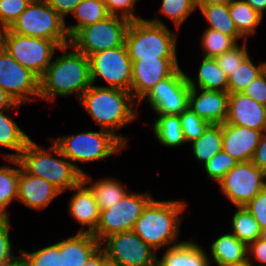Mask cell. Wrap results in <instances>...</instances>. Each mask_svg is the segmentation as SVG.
<instances>
[{
	"label": "cell",
	"mask_w": 266,
	"mask_h": 266,
	"mask_svg": "<svg viewBox=\"0 0 266 266\" xmlns=\"http://www.w3.org/2000/svg\"><path fill=\"white\" fill-rule=\"evenodd\" d=\"M200 38L201 56L204 57L215 58L239 44L234 38L209 28L203 31Z\"/></svg>",
	"instance_id": "cell-36"
},
{
	"label": "cell",
	"mask_w": 266,
	"mask_h": 266,
	"mask_svg": "<svg viewBox=\"0 0 266 266\" xmlns=\"http://www.w3.org/2000/svg\"><path fill=\"white\" fill-rule=\"evenodd\" d=\"M74 166L84 175L79 163L97 162L118 154L126 146L111 132L102 130L50 138ZM78 163V164H76Z\"/></svg>",
	"instance_id": "cell-6"
},
{
	"label": "cell",
	"mask_w": 266,
	"mask_h": 266,
	"mask_svg": "<svg viewBox=\"0 0 266 266\" xmlns=\"http://www.w3.org/2000/svg\"><path fill=\"white\" fill-rule=\"evenodd\" d=\"M190 145L195 159L205 164L222 150V124H210Z\"/></svg>",
	"instance_id": "cell-33"
},
{
	"label": "cell",
	"mask_w": 266,
	"mask_h": 266,
	"mask_svg": "<svg viewBox=\"0 0 266 266\" xmlns=\"http://www.w3.org/2000/svg\"><path fill=\"white\" fill-rule=\"evenodd\" d=\"M184 200H155L144 208L135 222L133 231L155 251L181 243L179 240L183 211L187 208ZM172 244V245H171Z\"/></svg>",
	"instance_id": "cell-3"
},
{
	"label": "cell",
	"mask_w": 266,
	"mask_h": 266,
	"mask_svg": "<svg viewBox=\"0 0 266 266\" xmlns=\"http://www.w3.org/2000/svg\"><path fill=\"white\" fill-rule=\"evenodd\" d=\"M48 4L63 18L71 14L83 0H46Z\"/></svg>",
	"instance_id": "cell-48"
},
{
	"label": "cell",
	"mask_w": 266,
	"mask_h": 266,
	"mask_svg": "<svg viewBox=\"0 0 266 266\" xmlns=\"http://www.w3.org/2000/svg\"><path fill=\"white\" fill-rule=\"evenodd\" d=\"M156 116L158 117L153 120L152 132L161 145L176 148L186 144L179 115L156 114Z\"/></svg>",
	"instance_id": "cell-29"
},
{
	"label": "cell",
	"mask_w": 266,
	"mask_h": 266,
	"mask_svg": "<svg viewBox=\"0 0 266 266\" xmlns=\"http://www.w3.org/2000/svg\"><path fill=\"white\" fill-rule=\"evenodd\" d=\"M262 73L265 75V77H266V62H265V64H264V67H263V71H262Z\"/></svg>",
	"instance_id": "cell-57"
},
{
	"label": "cell",
	"mask_w": 266,
	"mask_h": 266,
	"mask_svg": "<svg viewBox=\"0 0 266 266\" xmlns=\"http://www.w3.org/2000/svg\"><path fill=\"white\" fill-rule=\"evenodd\" d=\"M77 23L66 26L69 38L71 39L81 28L99 22L109 16L103 0H83L71 13Z\"/></svg>",
	"instance_id": "cell-31"
},
{
	"label": "cell",
	"mask_w": 266,
	"mask_h": 266,
	"mask_svg": "<svg viewBox=\"0 0 266 266\" xmlns=\"http://www.w3.org/2000/svg\"><path fill=\"white\" fill-rule=\"evenodd\" d=\"M226 123L266 131V106L242 92L229 94Z\"/></svg>",
	"instance_id": "cell-19"
},
{
	"label": "cell",
	"mask_w": 266,
	"mask_h": 266,
	"mask_svg": "<svg viewBox=\"0 0 266 266\" xmlns=\"http://www.w3.org/2000/svg\"><path fill=\"white\" fill-rule=\"evenodd\" d=\"M61 192L47 180L28 174L20 164L17 200L31 210L47 208Z\"/></svg>",
	"instance_id": "cell-20"
},
{
	"label": "cell",
	"mask_w": 266,
	"mask_h": 266,
	"mask_svg": "<svg viewBox=\"0 0 266 266\" xmlns=\"http://www.w3.org/2000/svg\"><path fill=\"white\" fill-rule=\"evenodd\" d=\"M83 266H101V248Z\"/></svg>",
	"instance_id": "cell-53"
},
{
	"label": "cell",
	"mask_w": 266,
	"mask_h": 266,
	"mask_svg": "<svg viewBox=\"0 0 266 266\" xmlns=\"http://www.w3.org/2000/svg\"><path fill=\"white\" fill-rule=\"evenodd\" d=\"M92 85L102 78L107 85L100 87L119 88L130 91L132 84V61L125 43L117 48L97 52L89 56Z\"/></svg>",
	"instance_id": "cell-11"
},
{
	"label": "cell",
	"mask_w": 266,
	"mask_h": 266,
	"mask_svg": "<svg viewBox=\"0 0 266 266\" xmlns=\"http://www.w3.org/2000/svg\"><path fill=\"white\" fill-rule=\"evenodd\" d=\"M80 105L97 123L99 129L111 132L126 147L129 140L127 136L118 132L136 120L138 103L130 91L91 85L78 100Z\"/></svg>",
	"instance_id": "cell-2"
},
{
	"label": "cell",
	"mask_w": 266,
	"mask_h": 266,
	"mask_svg": "<svg viewBox=\"0 0 266 266\" xmlns=\"http://www.w3.org/2000/svg\"><path fill=\"white\" fill-rule=\"evenodd\" d=\"M6 161L17 167H9L8 164L0 166V218H10L7 207L17 200L20 178L19 160L6 159Z\"/></svg>",
	"instance_id": "cell-28"
},
{
	"label": "cell",
	"mask_w": 266,
	"mask_h": 266,
	"mask_svg": "<svg viewBox=\"0 0 266 266\" xmlns=\"http://www.w3.org/2000/svg\"><path fill=\"white\" fill-rule=\"evenodd\" d=\"M30 2H37V1H40V0H28Z\"/></svg>",
	"instance_id": "cell-58"
},
{
	"label": "cell",
	"mask_w": 266,
	"mask_h": 266,
	"mask_svg": "<svg viewBox=\"0 0 266 266\" xmlns=\"http://www.w3.org/2000/svg\"><path fill=\"white\" fill-rule=\"evenodd\" d=\"M232 0H195L196 5L229 4Z\"/></svg>",
	"instance_id": "cell-54"
},
{
	"label": "cell",
	"mask_w": 266,
	"mask_h": 266,
	"mask_svg": "<svg viewBox=\"0 0 266 266\" xmlns=\"http://www.w3.org/2000/svg\"><path fill=\"white\" fill-rule=\"evenodd\" d=\"M236 208L237 210L232 215V231L230 232L248 246L260 238L261 228L245 206Z\"/></svg>",
	"instance_id": "cell-34"
},
{
	"label": "cell",
	"mask_w": 266,
	"mask_h": 266,
	"mask_svg": "<svg viewBox=\"0 0 266 266\" xmlns=\"http://www.w3.org/2000/svg\"><path fill=\"white\" fill-rule=\"evenodd\" d=\"M265 62L255 65L250 55L228 76L227 92L229 94L242 92L263 71Z\"/></svg>",
	"instance_id": "cell-35"
},
{
	"label": "cell",
	"mask_w": 266,
	"mask_h": 266,
	"mask_svg": "<svg viewBox=\"0 0 266 266\" xmlns=\"http://www.w3.org/2000/svg\"><path fill=\"white\" fill-rule=\"evenodd\" d=\"M197 10L195 0H162L159 12L173 22L179 31L182 24Z\"/></svg>",
	"instance_id": "cell-37"
},
{
	"label": "cell",
	"mask_w": 266,
	"mask_h": 266,
	"mask_svg": "<svg viewBox=\"0 0 266 266\" xmlns=\"http://www.w3.org/2000/svg\"><path fill=\"white\" fill-rule=\"evenodd\" d=\"M30 3L28 0H0V31L8 29Z\"/></svg>",
	"instance_id": "cell-42"
},
{
	"label": "cell",
	"mask_w": 266,
	"mask_h": 266,
	"mask_svg": "<svg viewBox=\"0 0 266 266\" xmlns=\"http://www.w3.org/2000/svg\"><path fill=\"white\" fill-rule=\"evenodd\" d=\"M101 266H121L117 261L110 258L105 252L101 249Z\"/></svg>",
	"instance_id": "cell-52"
},
{
	"label": "cell",
	"mask_w": 266,
	"mask_h": 266,
	"mask_svg": "<svg viewBox=\"0 0 266 266\" xmlns=\"http://www.w3.org/2000/svg\"><path fill=\"white\" fill-rule=\"evenodd\" d=\"M190 86L185 71L177 68L169 77L159 81L143 100L156 114L180 115L188 108Z\"/></svg>",
	"instance_id": "cell-12"
},
{
	"label": "cell",
	"mask_w": 266,
	"mask_h": 266,
	"mask_svg": "<svg viewBox=\"0 0 266 266\" xmlns=\"http://www.w3.org/2000/svg\"><path fill=\"white\" fill-rule=\"evenodd\" d=\"M230 17L239 33L248 41L257 27L263 22V16L256 12L245 0H232L228 4Z\"/></svg>",
	"instance_id": "cell-32"
},
{
	"label": "cell",
	"mask_w": 266,
	"mask_h": 266,
	"mask_svg": "<svg viewBox=\"0 0 266 266\" xmlns=\"http://www.w3.org/2000/svg\"><path fill=\"white\" fill-rule=\"evenodd\" d=\"M0 87L18 104L39 99V78L0 45Z\"/></svg>",
	"instance_id": "cell-15"
},
{
	"label": "cell",
	"mask_w": 266,
	"mask_h": 266,
	"mask_svg": "<svg viewBox=\"0 0 266 266\" xmlns=\"http://www.w3.org/2000/svg\"><path fill=\"white\" fill-rule=\"evenodd\" d=\"M8 30L22 36L52 40L60 47L70 44L66 20L46 0L31 2Z\"/></svg>",
	"instance_id": "cell-7"
},
{
	"label": "cell",
	"mask_w": 266,
	"mask_h": 266,
	"mask_svg": "<svg viewBox=\"0 0 266 266\" xmlns=\"http://www.w3.org/2000/svg\"><path fill=\"white\" fill-rule=\"evenodd\" d=\"M248 56L247 41H244L243 45L238 44L233 49L216 56L215 60L228 77Z\"/></svg>",
	"instance_id": "cell-41"
},
{
	"label": "cell",
	"mask_w": 266,
	"mask_h": 266,
	"mask_svg": "<svg viewBox=\"0 0 266 266\" xmlns=\"http://www.w3.org/2000/svg\"><path fill=\"white\" fill-rule=\"evenodd\" d=\"M0 45L23 67L39 79L43 76L60 46L52 40L22 36L8 29L0 31Z\"/></svg>",
	"instance_id": "cell-8"
},
{
	"label": "cell",
	"mask_w": 266,
	"mask_h": 266,
	"mask_svg": "<svg viewBox=\"0 0 266 266\" xmlns=\"http://www.w3.org/2000/svg\"><path fill=\"white\" fill-rule=\"evenodd\" d=\"M59 51L62 54L52 59L39 79V100L53 103L57 96L69 97L71 94L79 100L92 85L89 57L70 44L60 47Z\"/></svg>",
	"instance_id": "cell-1"
},
{
	"label": "cell",
	"mask_w": 266,
	"mask_h": 266,
	"mask_svg": "<svg viewBox=\"0 0 266 266\" xmlns=\"http://www.w3.org/2000/svg\"><path fill=\"white\" fill-rule=\"evenodd\" d=\"M138 0H103L109 15L119 16L132 21L143 19L137 16L136 5Z\"/></svg>",
	"instance_id": "cell-43"
},
{
	"label": "cell",
	"mask_w": 266,
	"mask_h": 266,
	"mask_svg": "<svg viewBox=\"0 0 266 266\" xmlns=\"http://www.w3.org/2000/svg\"><path fill=\"white\" fill-rule=\"evenodd\" d=\"M179 67L178 58L141 59L132 62L130 92L134 100L139 103L159 81L169 77Z\"/></svg>",
	"instance_id": "cell-16"
},
{
	"label": "cell",
	"mask_w": 266,
	"mask_h": 266,
	"mask_svg": "<svg viewBox=\"0 0 266 266\" xmlns=\"http://www.w3.org/2000/svg\"><path fill=\"white\" fill-rule=\"evenodd\" d=\"M158 16L130 22L125 46L132 62L141 59L177 58V33Z\"/></svg>",
	"instance_id": "cell-5"
},
{
	"label": "cell",
	"mask_w": 266,
	"mask_h": 266,
	"mask_svg": "<svg viewBox=\"0 0 266 266\" xmlns=\"http://www.w3.org/2000/svg\"><path fill=\"white\" fill-rule=\"evenodd\" d=\"M71 190L75 192L69 200V214L73 220L81 225L78 232L92 234L96 230L100 219V209L94 195L83 181ZM84 227H87V230Z\"/></svg>",
	"instance_id": "cell-21"
},
{
	"label": "cell",
	"mask_w": 266,
	"mask_h": 266,
	"mask_svg": "<svg viewBox=\"0 0 266 266\" xmlns=\"http://www.w3.org/2000/svg\"><path fill=\"white\" fill-rule=\"evenodd\" d=\"M30 266H62V254L60 253V241L36 249L33 252L19 250Z\"/></svg>",
	"instance_id": "cell-38"
},
{
	"label": "cell",
	"mask_w": 266,
	"mask_h": 266,
	"mask_svg": "<svg viewBox=\"0 0 266 266\" xmlns=\"http://www.w3.org/2000/svg\"><path fill=\"white\" fill-rule=\"evenodd\" d=\"M245 208L253 215L261 229L266 228V186L245 205Z\"/></svg>",
	"instance_id": "cell-45"
},
{
	"label": "cell",
	"mask_w": 266,
	"mask_h": 266,
	"mask_svg": "<svg viewBox=\"0 0 266 266\" xmlns=\"http://www.w3.org/2000/svg\"><path fill=\"white\" fill-rule=\"evenodd\" d=\"M10 219L0 218V266H6L18 256L13 255L12 240L10 239Z\"/></svg>",
	"instance_id": "cell-44"
},
{
	"label": "cell",
	"mask_w": 266,
	"mask_h": 266,
	"mask_svg": "<svg viewBox=\"0 0 266 266\" xmlns=\"http://www.w3.org/2000/svg\"><path fill=\"white\" fill-rule=\"evenodd\" d=\"M150 193L128 192L114 206L100 210V219L93 236L101 243L112 234L132 231L144 208L153 199Z\"/></svg>",
	"instance_id": "cell-10"
},
{
	"label": "cell",
	"mask_w": 266,
	"mask_h": 266,
	"mask_svg": "<svg viewBox=\"0 0 266 266\" xmlns=\"http://www.w3.org/2000/svg\"><path fill=\"white\" fill-rule=\"evenodd\" d=\"M201 58L202 62L198 67L196 80H193V78L186 73L189 86L198 89L227 92L228 77L218 66L215 58L204 56Z\"/></svg>",
	"instance_id": "cell-27"
},
{
	"label": "cell",
	"mask_w": 266,
	"mask_h": 266,
	"mask_svg": "<svg viewBox=\"0 0 266 266\" xmlns=\"http://www.w3.org/2000/svg\"><path fill=\"white\" fill-rule=\"evenodd\" d=\"M210 250L211 253L208 254L210 265L213 262L217 266H242L248 263V246L231 232L217 237L211 244Z\"/></svg>",
	"instance_id": "cell-22"
},
{
	"label": "cell",
	"mask_w": 266,
	"mask_h": 266,
	"mask_svg": "<svg viewBox=\"0 0 266 266\" xmlns=\"http://www.w3.org/2000/svg\"><path fill=\"white\" fill-rule=\"evenodd\" d=\"M50 142L51 146L47 151L31 139L21 151L18 160L28 174L47 180L61 193L71 191L82 181L83 174L52 140Z\"/></svg>",
	"instance_id": "cell-4"
},
{
	"label": "cell",
	"mask_w": 266,
	"mask_h": 266,
	"mask_svg": "<svg viewBox=\"0 0 266 266\" xmlns=\"http://www.w3.org/2000/svg\"><path fill=\"white\" fill-rule=\"evenodd\" d=\"M239 162L226 153L223 149L213 156L203 167L209 179L217 182L222 180L224 175L229 172Z\"/></svg>",
	"instance_id": "cell-39"
},
{
	"label": "cell",
	"mask_w": 266,
	"mask_h": 266,
	"mask_svg": "<svg viewBox=\"0 0 266 266\" xmlns=\"http://www.w3.org/2000/svg\"><path fill=\"white\" fill-rule=\"evenodd\" d=\"M242 266H255V265H250V264L247 263V264L242 265Z\"/></svg>",
	"instance_id": "cell-59"
},
{
	"label": "cell",
	"mask_w": 266,
	"mask_h": 266,
	"mask_svg": "<svg viewBox=\"0 0 266 266\" xmlns=\"http://www.w3.org/2000/svg\"><path fill=\"white\" fill-rule=\"evenodd\" d=\"M247 255L248 264L254 265L253 260L255 259L259 263L258 266H266V241L258 238L255 242L250 243L248 245Z\"/></svg>",
	"instance_id": "cell-47"
},
{
	"label": "cell",
	"mask_w": 266,
	"mask_h": 266,
	"mask_svg": "<svg viewBox=\"0 0 266 266\" xmlns=\"http://www.w3.org/2000/svg\"><path fill=\"white\" fill-rule=\"evenodd\" d=\"M82 181L86 185L91 182L88 187L91 189L100 210L114 206L130 191L122 181L120 182L116 178L104 177L92 182V178L85 173Z\"/></svg>",
	"instance_id": "cell-26"
},
{
	"label": "cell",
	"mask_w": 266,
	"mask_h": 266,
	"mask_svg": "<svg viewBox=\"0 0 266 266\" xmlns=\"http://www.w3.org/2000/svg\"><path fill=\"white\" fill-rule=\"evenodd\" d=\"M256 12L264 17L266 0H245Z\"/></svg>",
	"instance_id": "cell-51"
},
{
	"label": "cell",
	"mask_w": 266,
	"mask_h": 266,
	"mask_svg": "<svg viewBox=\"0 0 266 266\" xmlns=\"http://www.w3.org/2000/svg\"><path fill=\"white\" fill-rule=\"evenodd\" d=\"M6 266H30V264L25 259V257L20 253V255L16 259L9 262Z\"/></svg>",
	"instance_id": "cell-55"
},
{
	"label": "cell",
	"mask_w": 266,
	"mask_h": 266,
	"mask_svg": "<svg viewBox=\"0 0 266 266\" xmlns=\"http://www.w3.org/2000/svg\"><path fill=\"white\" fill-rule=\"evenodd\" d=\"M179 118L186 143L198 139L210 125L189 108L182 112Z\"/></svg>",
	"instance_id": "cell-40"
},
{
	"label": "cell",
	"mask_w": 266,
	"mask_h": 266,
	"mask_svg": "<svg viewBox=\"0 0 266 266\" xmlns=\"http://www.w3.org/2000/svg\"><path fill=\"white\" fill-rule=\"evenodd\" d=\"M197 9L205 17L209 26L207 28L219 31L234 38L237 42L239 39L247 41L236 28L234 21L230 17L228 4L215 5H196Z\"/></svg>",
	"instance_id": "cell-30"
},
{
	"label": "cell",
	"mask_w": 266,
	"mask_h": 266,
	"mask_svg": "<svg viewBox=\"0 0 266 266\" xmlns=\"http://www.w3.org/2000/svg\"><path fill=\"white\" fill-rule=\"evenodd\" d=\"M130 21L109 15L107 18L81 28L71 39L70 45L89 57L100 51L117 48L125 43Z\"/></svg>",
	"instance_id": "cell-9"
},
{
	"label": "cell",
	"mask_w": 266,
	"mask_h": 266,
	"mask_svg": "<svg viewBox=\"0 0 266 266\" xmlns=\"http://www.w3.org/2000/svg\"><path fill=\"white\" fill-rule=\"evenodd\" d=\"M157 266H211L208 253L192 238L166 248Z\"/></svg>",
	"instance_id": "cell-24"
},
{
	"label": "cell",
	"mask_w": 266,
	"mask_h": 266,
	"mask_svg": "<svg viewBox=\"0 0 266 266\" xmlns=\"http://www.w3.org/2000/svg\"><path fill=\"white\" fill-rule=\"evenodd\" d=\"M251 162L266 174V131L261 136Z\"/></svg>",
	"instance_id": "cell-49"
},
{
	"label": "cell",
	"mask_w": 266,
	"mask_h": 266,
	"mask_svg": "<svg viewBox=\"0 0 266 266\" xmlns=\"http://www.w3.org/2000/svg\"><path fill=\"white\" fill-rule=\"evenodd\" d=\"M13 109L0 111V147L8 148L12 153H1L4 160L18 159L21 151L31 138L21 129L20 126L12 119L9 114Z\"/></svg>",
	"instance_id": "cell-25"
},
{
	"label": "cell",
	"mask_w": 266,
	"mask_h": 266,
	"mask_svg": "<svg viewBox=\"0 0 266 266\" xmlns=\"http://www.w3.org/2000/svg\"><path fill=\"white\" fill-rule=\"evenodd\" d=\"M20 106L21 104L16 103V101L0 87V111L14 109L16 110L15 113H18Z\"/></svg>",
	"instance_id": "cell-50"
},
{
	"label": "cell",
	"mask_w": 266,
	"mask_h": 266,
	"mask_svg": "<svg viewBox=\"0 0 266 266\" xmlns=\"http://www.w3.org/2000/svg\"><path fill=\"white\" fill-rule=\"evenodd\" d=\"M100 248L101 243L91 233L77 232L60 240L62 266H83Z\"/></svg>",
	"instance_id": "cell-23"
},
{
	"label": "cell",
	"mask_w": 266,
	"mask_h": 266,
	"mask_svg": "<svg viewBox=\"0 0 266 266\" xmlns=\"http://www.w3.org/2000/svg\"><path fill=\"white\" fill-rule=\"evenodd\" d=\"M101 249L121 266H157V251L133 230L108 236L101 242Z\"/></svg>",
	"instance_id": "cell-14"
},
{
	"label": "cell",
	"mask_w": 266,
	"mask_h": 266,
	"mask_svg": "<svg viewBox=\"0 0 266 266\" xmlns=\"http://www.w3.org/2000/svg\"><path fill=\"white\" fill-rule=\"evenodd\" d=\"M263 132L225 122L222 124V149L238 162L251 161Z\"/></svg>",
	"instance_id": "cell-18"
},
{
	"label": "cell",
	"mask_w": 266,
	"mask_h": 266,
	"mask_svg": "<svg viewBox=\"0 0 266 266\" xmlns=\"http://www.w3.org/2000/svg\"><path fill=\"white\" fill-rule=\"evenodd\" d=\"M245 95L251 97L256 102L266 106V77L261 73L243 91Z\"/></svg>",
	"instance_id": "cell-46"
},
{
	"label": "cell",
	"mask_w": 266,
	"mask_h": 266,
	"mask_svg": "<svg viewBox=\"0 0 266 266\" xmlns=\"http://www.w3.org/2000/svg\"><path fill=\"white\" fill-rule=\"evenodd\" d=\"M218 185L234 206L244 207L266 186V174L251 161L239 162Z\"/></svg>",
	"instance_id": "cell-13"
},
{
	"label": "cell",
	"mask_w": 266,
	"mask_h": 266,
	"mask_svg": "<svg viewBox=\"0 0 266 266\" xmlns=\"http://www.w3.org/2000/svg\"><path fill=\"white\" fill-rule=\"evenodd\" d=\"M229 93L190 88L188 108L209 124H223L227 120Z\"/></svg>",
	"instance_id": "cell-17"
},
{
	"label": "cell",
	"mask_w": 266,
	"mask_h": 266,
	"mask_svg": "<svg viewBox=\"0 0 266 266\" xmlns=\"http://www.w3.org/2000/svg\"><path fill=\"white\" fill-rule=\"evenodd\" d=\"M260 238L264 241H266V228L261 229V235Z\"/></svg>",
	"instance_id": "cell-56"
}]
</instances>
